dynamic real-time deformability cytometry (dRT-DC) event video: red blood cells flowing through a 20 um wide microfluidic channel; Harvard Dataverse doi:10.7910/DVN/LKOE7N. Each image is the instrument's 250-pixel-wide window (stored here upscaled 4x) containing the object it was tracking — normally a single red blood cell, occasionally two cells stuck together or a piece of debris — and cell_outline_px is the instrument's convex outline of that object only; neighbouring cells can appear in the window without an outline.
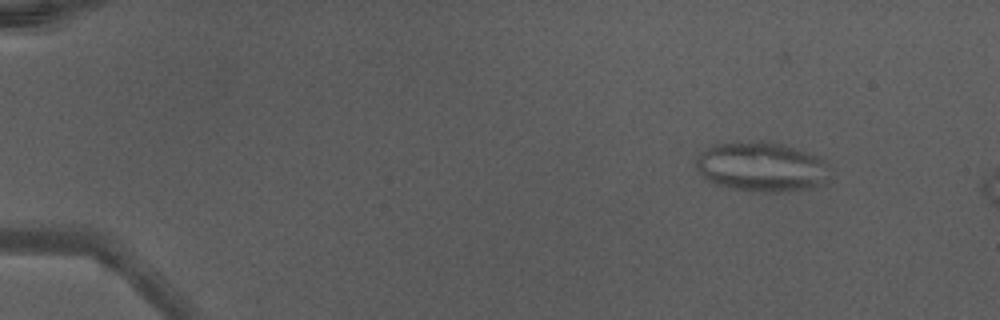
{"species": "Egyptian fruit bat (a non-hibernating species)", "species_latin": "Rousettus aegyptiacus", "temperature_condition": "warm", "stored_images_in_passage": 43, "camera_frame_rate_fps": 3000, "um_per_image_px": 0.085, "animal": {"sex": "male"}, "frame": {"image": 1, "passage_image": 1, "time_ms": 0.0, "image_size_px": [1000, 320], "cell_outline_px": [[828, 164], [824, 184], [812, 188], [776, 192], [752, 192], [712, 184], [696, 168], [696, 156], [708, 148], [716, 144], [756, 140], [764, 140], [784, 144], [816, 156], [824, 160]], "centroid_in_image_um": [64.7, 14.18], "position_along_channel_um": 20.3, "area_um2": 38.78}}
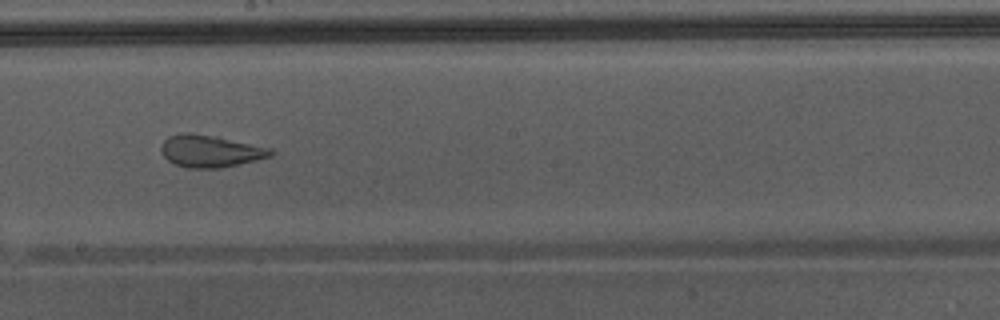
{"frame": {"image": 2, "passage_image": 24, "time_ms": 7.667, "image_size_px": [1000, 320], "cell_outline_px": [[276, 152], [272, 156], [256, 160], [220, 168], [188, 168], [176, 164], [168, 160], [160, 152], [160, 148], [164, 140], [168, 136], [184, 132], [216, 136], [272, 148]], "centroid_in_image_um": [17.89, 12.84], "position_along_channel_um": 230.3, "area_um2": 20.58}}
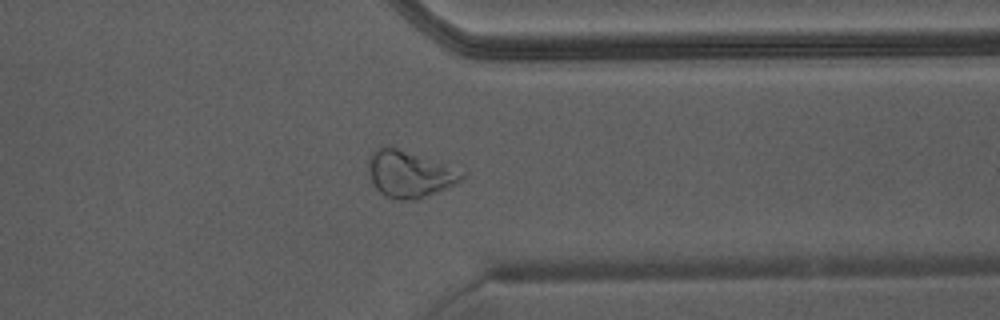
{"frame": {"image": 3, "passage_image": 34, "time_ms": 11.0, "image_size_px": [1000, 320], "cell_outline_px": [[468, 172], [464, 180], [456, 184], [416, 200], [400, 200], [388, 196], [380, 192], [376, 188], [368, 172], [368, 164], [372, 152], [380, 148], [396, 148]], "centroid_in_image_um": [34.86, 14.82], "position_along_channel_um": 376.5, "area_um2": 24.91}, "authors_computed_cell_mechanics": {"area_um2": 27.2816, "velocity_mm_per_s": 4.4132, "shape_relaxation_time_tau1_ms": null, "shape_relaxation_time_tau2_ms": 1.1689, "deformation_change_tau1": null, "deformation_change_tau2": 0.0966}}